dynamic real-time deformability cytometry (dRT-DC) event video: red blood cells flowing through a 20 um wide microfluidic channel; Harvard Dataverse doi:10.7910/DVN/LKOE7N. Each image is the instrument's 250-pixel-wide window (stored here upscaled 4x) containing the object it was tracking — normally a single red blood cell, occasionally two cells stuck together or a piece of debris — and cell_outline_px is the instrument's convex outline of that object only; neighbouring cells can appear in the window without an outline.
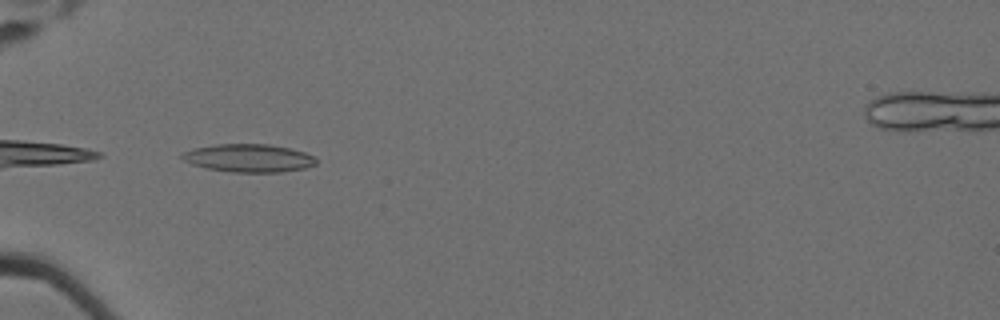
{"species": "Egyptian fruit bat (a non-hibernating species)", "species_latin": "Rousettus aegyptiacus", "temperature_condition": "cold", "stored_images_in_passage": 38, "camera_frame_rate_fps": 3000, "um_per_image_px": 0.085, "animal": {"sex": "female"}, "frame": {"image": 1, "passage_image": 1, "time_ms": 0.0, "image_size_px": [1000, 320], "cell_outline_px": [[316, 164], [304, 168], [280, 172], [232, 172], [208, 168], [192, 164], [184, 160], [180, 156], [180, 152], [196, 148], [216, 144], [268, 144], [288, 148], [304, 152], [312, 156], [316, 160]], "centroid_in_image_um": [21.11, 13.43], "position_along_channel_um": 63.9, "area_um2": 21.68}}
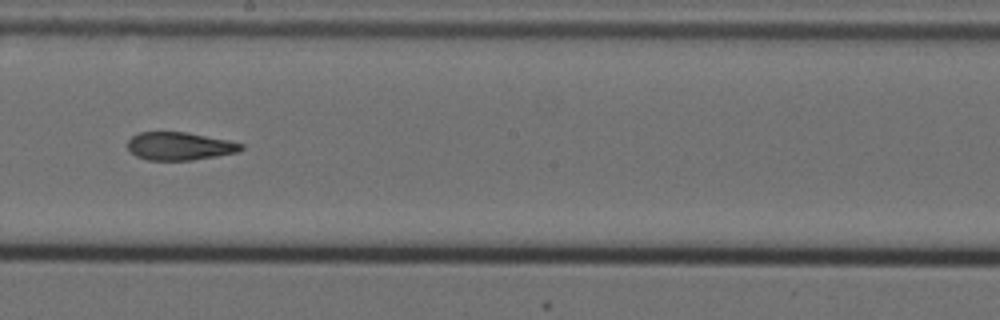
{"frame": {"image": 2, "passage_image": 16, "time_ms": 5.0, "image_size_px": [1000, 320], "cell_outline_px": [[244, 148], [240, 152], [192, 160], [148, 160], [136, 156], [128, 148], [128, 140], [132, 136], [140, 132], [184, 132], [228, 140], [244, 144]], "centroid_in_image_um": [15.29, 12.42], "position_along_channel_um": 232.9, "area_um2": 18.44}}
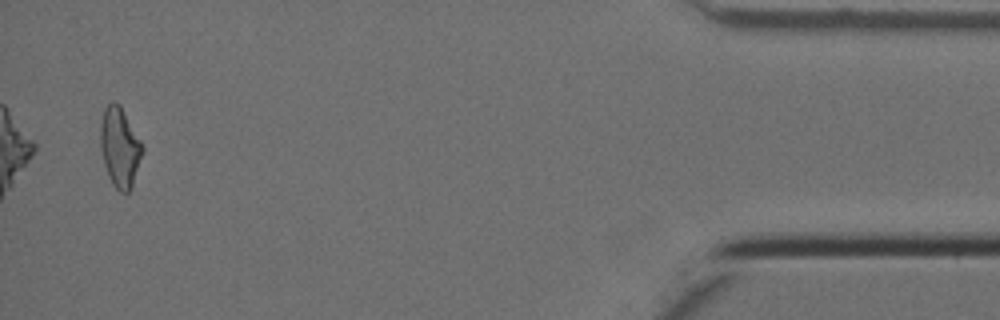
{"frame": {"image": 3, "passage_image": 38, "time_ms": 12.333, "image_size_px": [1000, 320], "cell_outline_px": [[144, 148], [132, 188], [128, 192], [120, 192], [112, 184], [108, 176], [104, 164], [100, 148], [100, 124], [104, 108], [112, 100], [120, 104], [140, 140]], "centroid_in_image_um": [10.17, 12.51], "position_along_channel_um": 425.0, "area_um2": 19.59}, "authors_computed_cell_mechanics": {"area_um2": 19.3919, "velocity_mm_per_s": 3.5162, "shape_relaxation_time_tau1_ms": null, "shape_relaxation_time_tau2_ms": 3.609, "deformation_change_tau1": null, "deformation_change_tau2": 0.1251}}